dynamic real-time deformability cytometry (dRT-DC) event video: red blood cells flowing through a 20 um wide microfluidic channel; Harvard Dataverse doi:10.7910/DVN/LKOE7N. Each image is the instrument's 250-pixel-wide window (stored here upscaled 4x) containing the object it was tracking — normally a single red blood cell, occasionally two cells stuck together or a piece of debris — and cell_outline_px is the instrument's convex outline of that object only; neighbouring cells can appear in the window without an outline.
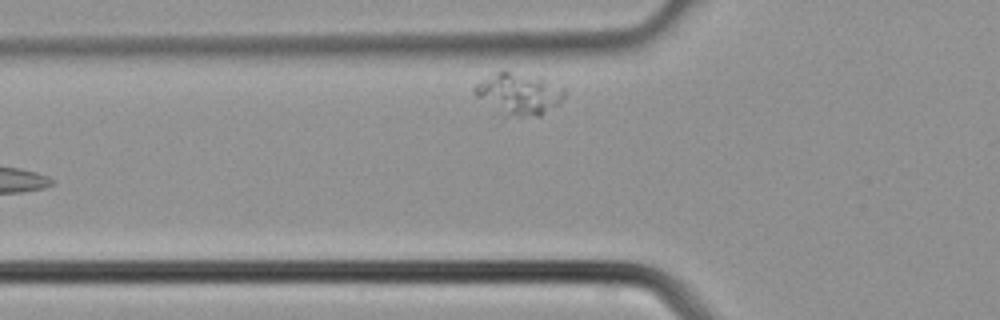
{"species": "common noctule bat (a hibernating species)", "species_latin": "Nyctalus noctula", "temperature_condition": "cold", "stored_images_in_passage": 4, "camera_frame_rate_fps": 3000, "um_per_image_px": 0.085, "animal": {"sex": "male", "body_mass_g": 21.5, "forearm_length_mm": 52.0}, "frame": {"image": 1, "passage_image": 4, "time_ms": 1.0, "image_size_px": [1000, 320], "cell_outline_px": [[564, 96], [560, 104], [540, 116], [500, 120], [472, 92], [472, 88], [476, 84], [496, 72], [504, 68], [544, 80], [564, 88]], "centroid_in_image_um": [44.0, 8.07], "position_along_channel_um": 81.8, "area_um2": 23.0}}